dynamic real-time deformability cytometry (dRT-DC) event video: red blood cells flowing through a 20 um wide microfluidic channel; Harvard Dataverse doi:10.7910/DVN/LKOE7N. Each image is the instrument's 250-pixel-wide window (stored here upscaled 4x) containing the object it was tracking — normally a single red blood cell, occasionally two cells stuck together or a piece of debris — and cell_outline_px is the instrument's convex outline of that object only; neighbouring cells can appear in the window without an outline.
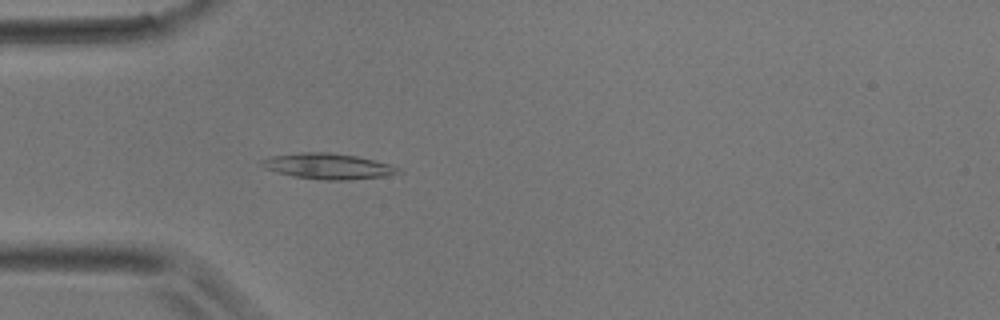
{"species": "common noctule bat (a hibernating species)", "species_latin": "Nyctalus noctula", "temperature_condition": "room temperature", "stored_images_in_passage": 3, "camera_frame_rate_fps": 3000, "um_per_image_px": 0.085, "animal": {"sex": "male", "body_mass_g": 17.9}, "frame": {"image": 1, "passage_image": 3, "time_ms": 0.667, "image_size_px": [1000, 320], "cell_outline_px": [[404, 172], [384, 176], [348, 180], [324, 180], [292, 176], [264, 168], [260, 164], [260, 160], [268, 156], [300, 152], [332, 152], [356, 156], [392, 164], [400, 168]], "centroid_in_image_um": [27.88, 14.12], "position_along_channel_um": 57.1, "area_um2": 20.69}}